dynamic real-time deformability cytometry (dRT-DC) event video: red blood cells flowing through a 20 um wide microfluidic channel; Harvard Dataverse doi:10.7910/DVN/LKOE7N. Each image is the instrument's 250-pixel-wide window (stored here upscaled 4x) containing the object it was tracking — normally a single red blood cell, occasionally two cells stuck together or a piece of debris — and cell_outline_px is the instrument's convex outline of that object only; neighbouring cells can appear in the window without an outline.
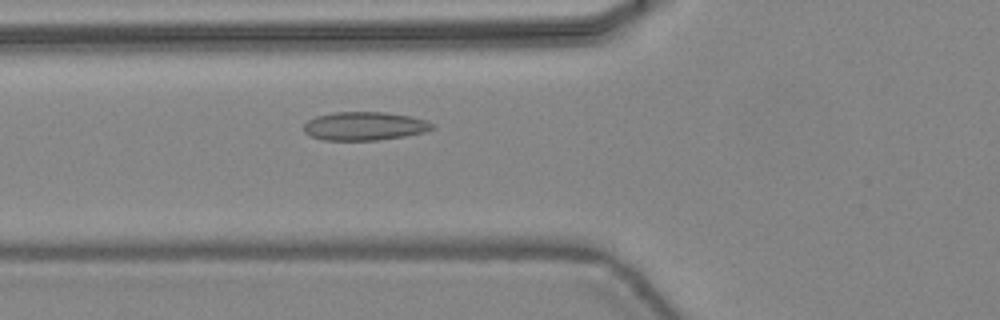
{"species": "common noctule bat (a hibernating species)", "species_latin": "Nyctalus noctula", "temperature_condition": "warm", "stored_images_in_passage": 40, "camera_frame_rate_fps": 3000, "um_per_image_px": 0.085, "animal": {"sex": "female", "body_mass_g": 24.6, "forearm_length_mm": 56.2}, "frame": {"image": 1, "passage_image": 11, "time_ms": 3.333, "image_size_px": [1000, 320], "cell_outline_px": [[436, 128], [424, 132], [404, 136], [376, 140], [324, 140], [308, 136], [304, 132], [304, 124], [308, 120], [316, 116], [332, 112], [384, 112], [412, 116], [428, 120]], "centroid_in_image_um": [30.98, 10.71], "position_along_channel_um": 94.8, "area_um2": 21.5}}
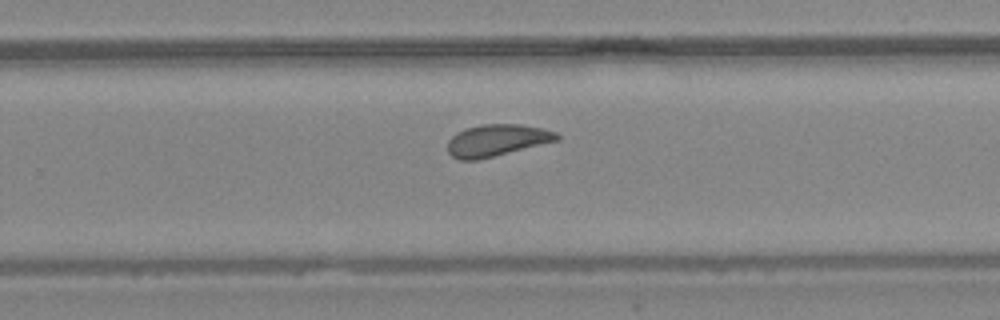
{"frame": {"image": 2, "passage_image": 24, "time_ms": 7.667, "image_size_px": [1000, 320], "cell_outline_px": [[560, 140], [480, 160], [460, 160], [452, 156], [448, 152], [448, 140], [456, 132], [468, 128], [484, 124], [520, 124], [544, 128], [556, 132], [560, 136]], "centroid_in_image_um": [42.26, 11.93], "position_along_channel_um": 287.5, "area_um2": 20.46}}
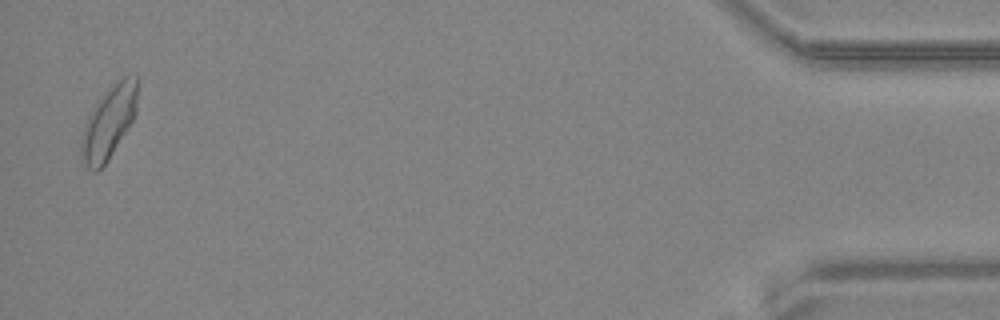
{"frame": {"image": 3, "passage_image": 39, "time_ms": 12.667, "image_size_px": [1000, 320], "cell_outline_px": [[136, 112], [132, 120], [108, 160], [96, 172], [92, 172], [84, 164], [80, 156], [80, 140], [84, 124], [88, 116], [100, 96], [124, 76], [136, 76]], "centroid_in_image_um": [9.19, 10.45], "position_along_channel_um": 426.0, "area_um2": 23.35}, "authors_computed_cell_mechanics": {"area_um2": 20.6635, "velocity_mm_per_s": 4.4413, "shape_relaxation_time_tau1_ms": 8.1524, "shape_relaxation_time_tau2_ms": 3.741, "deformation_change_tau1": 0.1574, "deformation_change_tau2": 0.0828}}